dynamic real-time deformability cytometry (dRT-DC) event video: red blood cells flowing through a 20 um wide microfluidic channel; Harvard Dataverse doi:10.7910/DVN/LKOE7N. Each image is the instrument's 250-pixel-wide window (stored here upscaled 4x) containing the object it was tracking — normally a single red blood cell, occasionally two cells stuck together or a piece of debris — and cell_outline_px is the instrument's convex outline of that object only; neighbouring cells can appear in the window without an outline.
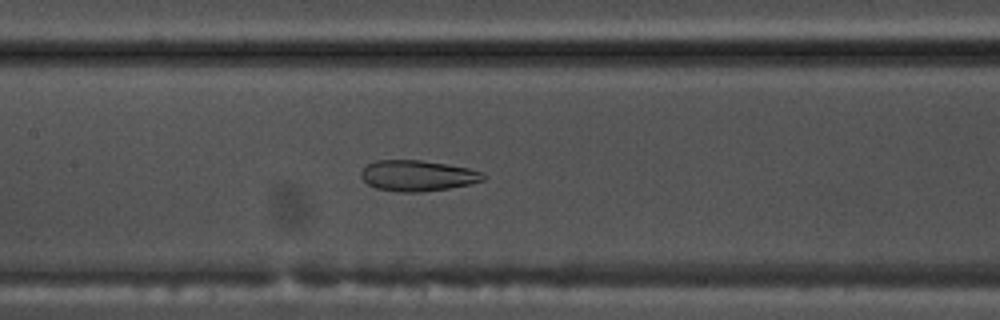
{"species": "common noctule bat (a hibernating species)", "species_latin": "Nyctalus noctula", "temperature_condition": "warm", "stored_images_in_passage": 39, "camera_frame_rate_fps": 3000, "um_per_image_px": 0.085, "animal": {"sex": "male", "body_mass_g": 17.5, "forearm_length_mm": 52.3}, "frame": {"image": 1, "passage_image": 11, "time_ms": 3.333, "image_size_px": [1000, 320], "cell_outline_px": [[488, 176], [484, 180], [468, 184], [448, 188], [420, 192], [400, 192], [376, 188], [368, 184], [360, 176], [360, 172], [368, 164], [376, 160], [420, 160], [468, 168], [484, 172]], "centroid_in_image_um": [35.5, 14.93], "position_along_channel_um": 171.9, "area_um2": 21.85}}
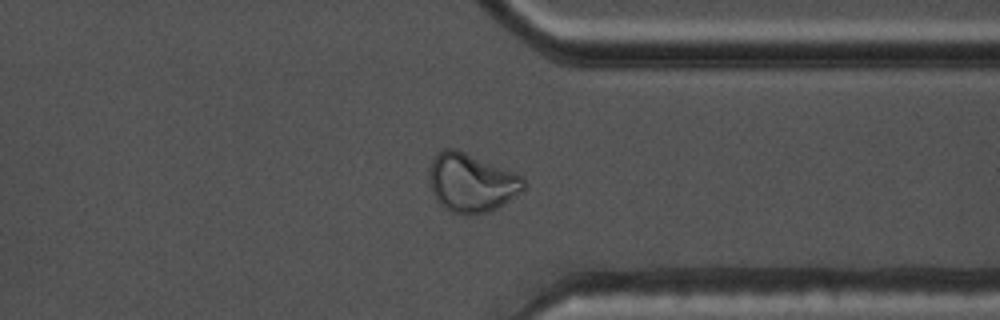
{"frame": {"image": 2, "passage_image": 27, "time_ms": 8.667, "image_size_px": [1000, 320], "cell_outline_px": [[524, 192], [496, 208], [488, 212], [464, 216], [452, 212], [444, 208], [436, 200], [432, 192], [428, 172], [428, 168], [436, 152], [444, 148], [456, 148], [524, 176]], "centroid_in_image_um": [40.06, 15.53], "position_along_channel_um": 371.3, "area_um2": 32.77}}
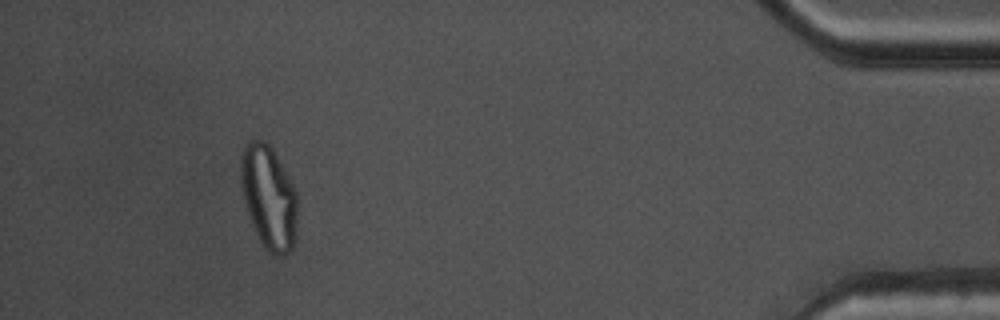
{"frame": {"image": 3, "passage_image": 35, "time_ms": 11.333, "image_size_px": [1000, 320], "cell_outline_px": [[296, 220], [292, 252], [284, 256], [276, 256], [268, 252], [264, 248], [248, 216], [244, 200], [240, 180], [240, 160], [244, 144], [252, 140], [264, 140], [272, 148], [292, 184], [296, 192]], "centroid_in_image_um": [22.82, 16.78], "position_along_channel_um": 412.4, "area_um2": 34.04}, "authors_computed_cell_mechanics": {"area_um2": 25.8944, "velocity_mm_per_s": 3.7761, "shape_relaxation_time_tau1_ms": null, "shape_relaxation_time_tau2_ms": 1.5459, "deformation_change_tau1": null, "deformation_change_tau2": 0.0865}}